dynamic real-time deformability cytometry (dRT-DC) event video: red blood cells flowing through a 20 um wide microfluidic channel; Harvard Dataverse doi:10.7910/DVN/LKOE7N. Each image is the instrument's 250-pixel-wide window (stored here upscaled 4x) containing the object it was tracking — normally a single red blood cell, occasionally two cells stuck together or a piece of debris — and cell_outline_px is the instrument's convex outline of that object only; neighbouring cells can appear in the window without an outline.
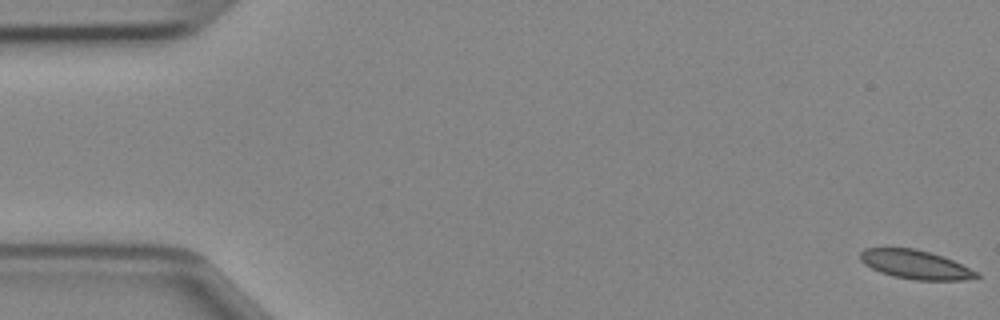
{"species": "Egyptian fruit bat (a non-hibernating species)", "species_latin": "Rousettus aegyptiacus", "temperature_condition": "cold", "stored_images_in_passage": 48, "camera_frame_rate_fps": 3000, "um_per_image_px": 0.085, "animal": {"sex": "female"}, "frame": {"image": 1, "passage_image": 1, "time_ms": 0.0, "image_size_px": [1000, 320], "cell_outline_px": [[980, 276], [964, 280], [916, 280], [892, 276], [880, 272], [864, 264], [860, 260], [860, 252], [864, 248], [916, 248], [944, 256], [980, 272]], "centroid_in_image_um": [77.83, 22.48], "position_along_channel_um": 7.2, "area_um2": 19.71}}
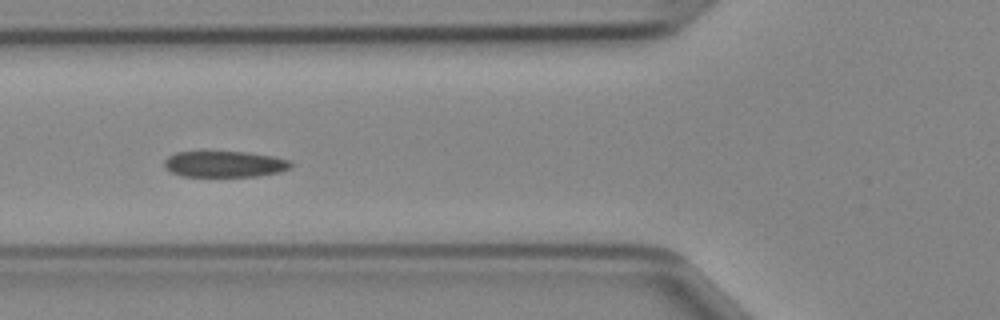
{"frame": {"image": 2, "passage_image": 18, "time_ms": 5.667, "image_size_px": [1000, 320], "cell_outline_px": [[292, 168], [280, 172], [256, 176], [180, 176], [172, 172], [164, 164], [164, 160], [168, 156], [176, 152], [248, 152], [272, 156], [292, 160]], "centroid_in_image_um": [19.14, 13.94], "position_along_channel_um": 106.7, "area_um2": 19.25}}
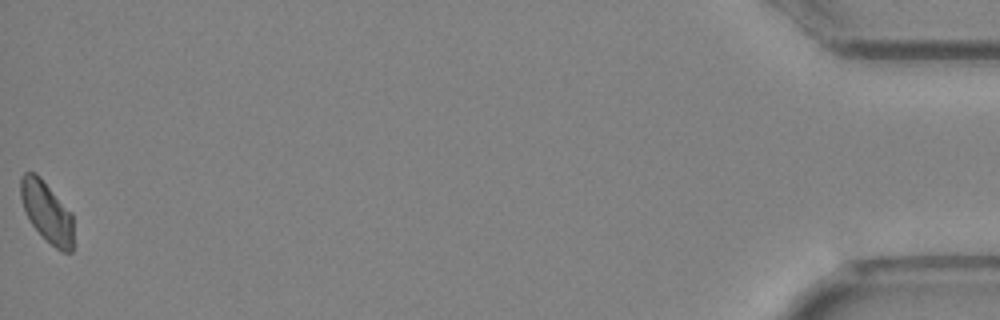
{"frame": {"image": 3, "passage_image": 48, "time_ms": 15.667, "image_size_px": [1000, 320], "cell_outline_px": [[72, 252], [60, 252], [32, 224], [24, 208], [20, 196], [20, 176], [24, 172], [36, 172], [40, 176], [72, 212]], "centroid_in_image_um": [3.98, 17.96], "position_along_channel_um": 431.2, "area_um2": 18.5}}